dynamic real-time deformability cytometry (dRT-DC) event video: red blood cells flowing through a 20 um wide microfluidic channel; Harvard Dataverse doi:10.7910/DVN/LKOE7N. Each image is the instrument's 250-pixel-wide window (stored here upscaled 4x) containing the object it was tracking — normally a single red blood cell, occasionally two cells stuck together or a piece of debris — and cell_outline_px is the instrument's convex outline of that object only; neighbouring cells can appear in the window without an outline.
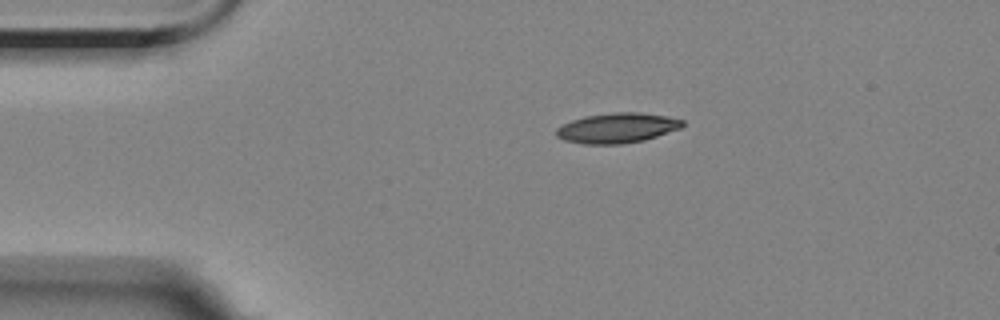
{"species": "Egyptian fruit bat (a non-hibernating species)", "species_latin": "Rousettus aegyptiacus", "temperature_condition": "room temperature", "stored_images_in_passage": 2, "camera_frame_rate_fps": 3000, "um_per_image_px": 0.085, "animal": {"sex": "female"}, "frame": {"image": 1, "passage_image": 1, "time_ms": 0.0, "image_size_px": [1000, 320], "cell_outline_px": [[684, 124], [680, 128], [644, 140], [620, 144], [584, 144], [564, 140], [556, 136], [556, 128], [572, 120], [584, 116], [612, 112], [640, 112], [668, 116], [684, 120]], "centroid_in_image_um": [52.45, 10.87], "position_along_channel_um": 32.5, "area_um2": 22.08}}